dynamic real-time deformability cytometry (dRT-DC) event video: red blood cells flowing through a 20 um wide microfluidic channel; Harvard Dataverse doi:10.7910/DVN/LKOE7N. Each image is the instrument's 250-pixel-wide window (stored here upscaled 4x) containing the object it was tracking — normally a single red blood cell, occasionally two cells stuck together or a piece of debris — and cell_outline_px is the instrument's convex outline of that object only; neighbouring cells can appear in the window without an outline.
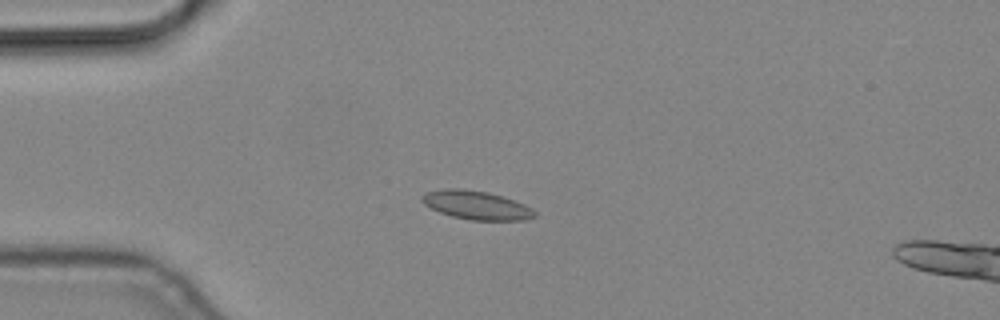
{"species": "common noctule bat (a hibernating species)", "species_latin": "Nyctalus noctula", "temperature_condition": "cold", "stored_images_in_passage": 6, "camera_frame_rate_fps": 3000, "um_per_image_px": 0.085, "animal": {"sex": "male", "body_mass_g": 19.2, "forearm_length_mm": 51.8}, "frame": {"image": 1, "passage_image": 5, "time_ms": 1.333, "image_size_px": [1000, 320], "cell_outline_px": [[536, 216], [524, 220], [468, 220], [452, 216], [440, 212], [424, 204], [420, 200], [420, 196], [428, 192], [448, 188], [464, 188], [488, 192], [524, 204], [532, 208], [536, 212]], "centroid_in_image_um": [40.48, 17.44], "position_along_channel_um": 44.5, "area_um2": 18.73}}